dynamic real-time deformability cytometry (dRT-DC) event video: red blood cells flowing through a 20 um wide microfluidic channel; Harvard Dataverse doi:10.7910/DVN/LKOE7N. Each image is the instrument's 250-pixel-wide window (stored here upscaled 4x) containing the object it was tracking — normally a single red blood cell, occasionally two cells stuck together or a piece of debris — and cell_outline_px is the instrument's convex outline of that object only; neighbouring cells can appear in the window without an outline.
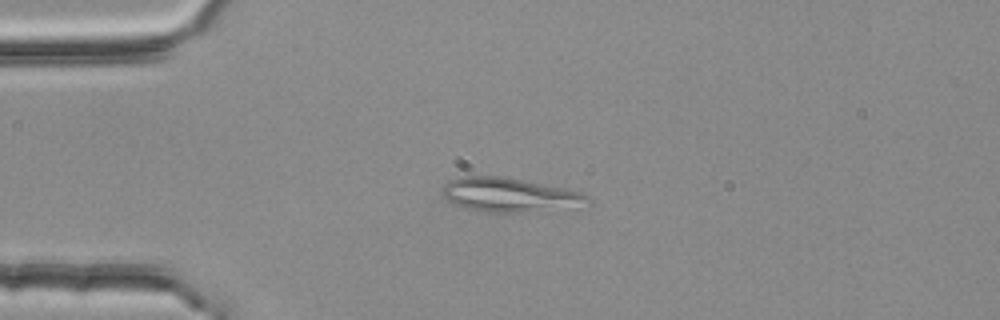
{"species": "common noctule bat (a hibernating species)", "species_latin": "Nyctalus noctula", "temperature_condition": "room temperature", "stored_images_in_passage": 3, "camera_frame_rate_fps": 3000, "um_per_image_px": 0.085, "animal": {"sex": "female", "body_mass_g": 25.1}, "frame": {"image": 1, "passage_image": 3, "time_ms": 0.667, "image_size_px": [1000, 320], "cell_outline_px": [[592, 204], [524, 212], [484, 212], [468, 208], [456, 204], [448, 200], [440, 192], [440, 188], [448, 180], [460, 176], [500, 176], [580, 192], [588, 196], [592, 200]], "centroid_in_image_um": [43.24, 16.56], "position_along_channel_um": 41.8, "area_um2": 28.38}}